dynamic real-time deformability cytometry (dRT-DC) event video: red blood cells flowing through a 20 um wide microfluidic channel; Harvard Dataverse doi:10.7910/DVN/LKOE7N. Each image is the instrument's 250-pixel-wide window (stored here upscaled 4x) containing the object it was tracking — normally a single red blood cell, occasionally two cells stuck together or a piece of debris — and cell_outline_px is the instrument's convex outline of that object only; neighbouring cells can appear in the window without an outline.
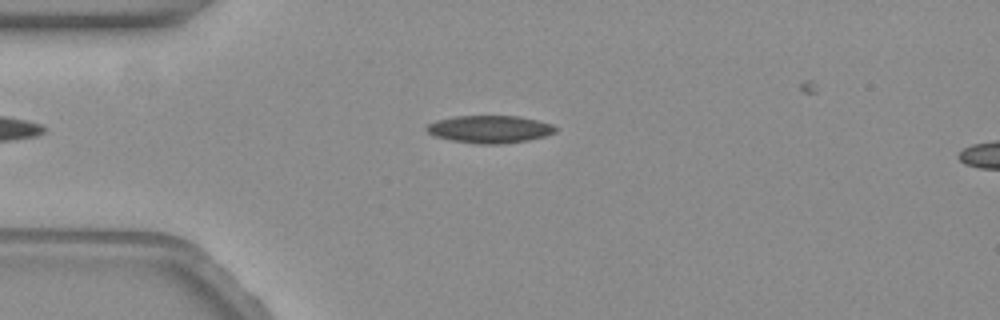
{"species": "common noctule bat (a hibernating species)", "species_latin": "Nyctalus noctula", "temperature_condition": "warm", "stored_images_in_passage": 52, "camera_frame_rate_fps": 3000, "um_per_image_px": 0.085, "animal": {"sex": "female", "body_mass_g": 19.3, "forearm_length_mm": 54.1}, "frame": {"image": 1, "passage_image": 12, "time_ms": 3.667, "image_size_px": [1000, 320], "cell_outline_px": [[556, 132], [544, 136], [528, 140], [500, 144], [476, 144], [452, 140], [432, 136], [424, 128], [428, 124], [436, 120], [452, 116], [520, 116], [552, 124], [556, 128]], "centroid_in_image_um": [41.58, 10.98], "position_along_channel_um": 43.4, "area_um2": 20.75}}
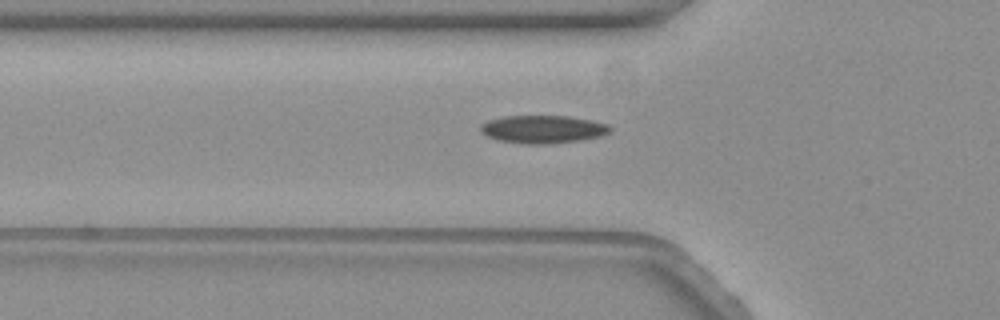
{"frame": {"image": 2, "passage_image": 17, "time_ms": 5.333, "image_size_px": [1000, 320], "cell_outline_px": [[612, 128], [608, 132], [600, 136], [580, 140], [548, 144], [528, 144], [500, 140], [488, 136], [480, 132], [480, 124], [488, 120], [504, 116], [572, 116], [592, 120], [608, 124]], "centroid_in_image_um": [46.15, 10.97], "position_along_channel_um": 79.7, "area_um2": 21.04}}
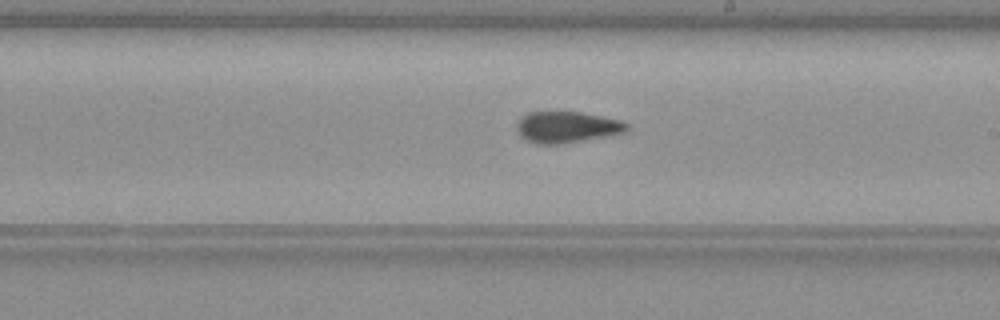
{"frame": {"image": 3, "passage_image": 31, "time_ms": 10.0, "image_size_px": [1000, 320], "cell_outline_px": [[628, 128], [624, 132], [604, 136], [560, 144], [536, 144], [520, 136], [516, 128], [516, 124], [520, 116], [528, 112], [548, 108], [556, 108], [580, 112], [620, 120], [628, 124]], "centroid_in_image_um": [48.07, 10.74], "position_along_channel_um": 240.9, "area_um2": 20.75}}